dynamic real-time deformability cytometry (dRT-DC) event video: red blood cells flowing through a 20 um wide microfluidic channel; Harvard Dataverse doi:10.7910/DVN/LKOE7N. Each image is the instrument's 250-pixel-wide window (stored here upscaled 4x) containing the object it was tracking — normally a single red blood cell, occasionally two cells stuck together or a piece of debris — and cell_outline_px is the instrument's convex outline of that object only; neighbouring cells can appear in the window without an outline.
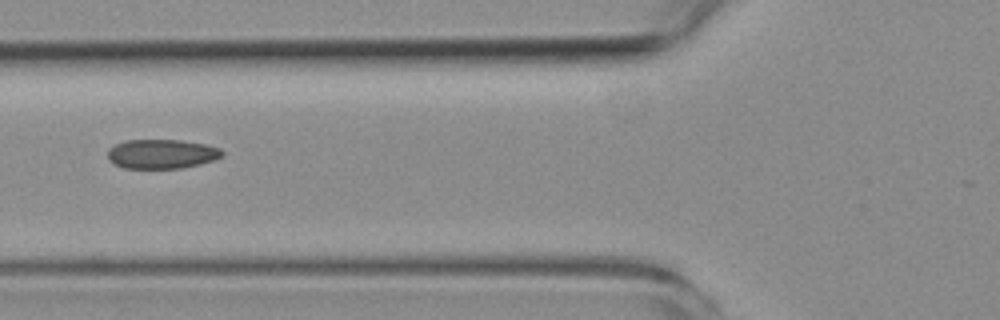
{"species": "common noctule bat (a hibernating species)", "species_latin": "Nyctalus noctula", "temperature_condition": "room temperature", "stored_images_in_passage": 6, "camera_frame_rate_fps": 3000, "um_per_image_px": 0.085, "animal": {"sex": "female", "body_mass_g": 19.3, "forearm_length_mm": 54.1}, "frame": {"image": 1, "passage_image": 5, "time_ms": 5.333, "image_size_px": [1000, 320], "cell_outline_px": [[224, 156], [216, 160], [184, 168], [124, 168], [108, 160], [108, 148], [124, 140], [180, 140], [204, 144], [220, 148], [224, 152]], "centroid_in_image_um": [13.77, 13.09], "position_along_channel_um": 112.0, "area_um2": 19.71}}
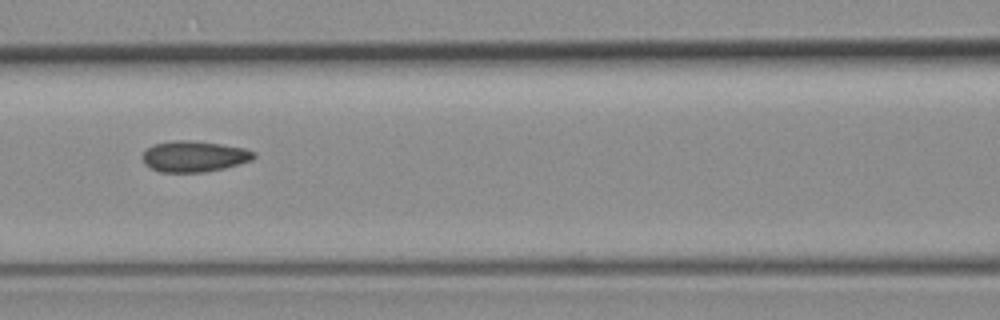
{"frame": {"image": 2, "passage_image": 6, "time_ms": 6.333, "image_size_px": [1000, 320], "cell_outline_px": [[256, 156], [252, 160], [224, 168], [204, 172], [160, 172], [144, 164], [140, 156], [148, 148], [156, 144], [172, 140], [192, 140], [220, 144], [244, 148], [256, 152]], "centroid_in_image_um": [16.49, 13.29], "position_along_channel_um": 150.1, "area_um2": 20.11}}